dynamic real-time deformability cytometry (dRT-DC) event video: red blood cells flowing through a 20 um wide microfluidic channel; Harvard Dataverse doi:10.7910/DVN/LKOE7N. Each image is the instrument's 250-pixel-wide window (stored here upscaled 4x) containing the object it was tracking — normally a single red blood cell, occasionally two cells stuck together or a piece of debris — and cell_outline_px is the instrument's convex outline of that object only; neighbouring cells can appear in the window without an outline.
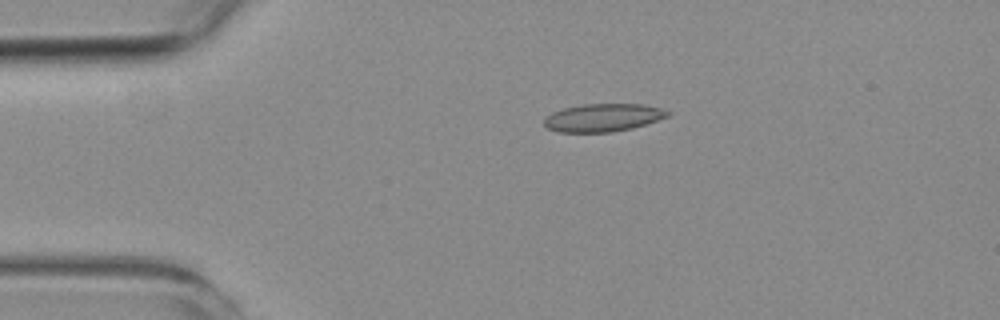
{"species": "common noctule bat (a hibernating species)", "species_latin": "Nyctalus noctula", "temperature_condition": "room temperature", "stored_images_in_passage": 5, "camera_frame_rate_fps": 3000, "um_per_image_px": 0.085, "animal": {"sex": "female", "body_mass_g": 19.3, "forearm_length_mm": 54.1}, "frame": {"image": 1, "passage_image": 3, "time_ms": 3.333, "image_size_px": [1000, 320], "cell_outline_px": [[672, 112], [668, 116], [632, 128], [612, 132], [560, 132], [548, 128], [544, 124], [544, 116], [552, 112], [564, 108], [580, 104], [644, 104], [664, 108]], "centroid_in_image_um": [51.26, 9.98], "position_along_channel_um": 33.7, "area_um2": 20.17}}
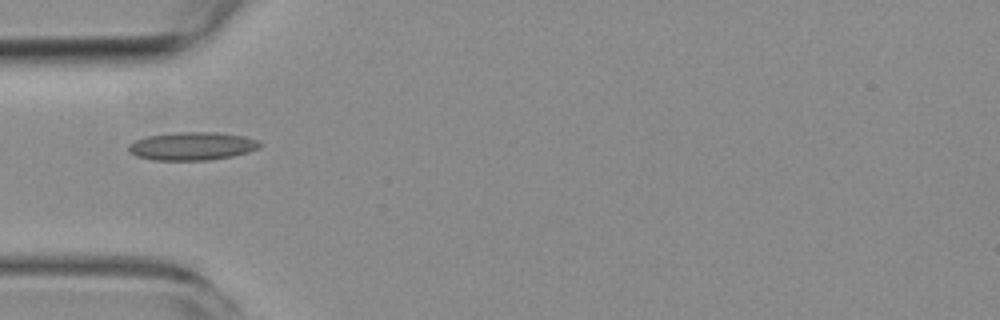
{"frame": {"image": 2, "passage_image": 5, "time_ms": 5.333, "image_size_px": [1000, 320], "cell_outline_px": [[264, 144], [260, 148], [248, 152], [232, 156], [208, 160], [152, 160], [136, 156], [128, 152], [128, 144], [144, 136], [176, 132], [216, 132], [244, 136], [256, 140]], "centroid_in_image_um": [16.31, 12.42], "position_along_channel_um": 68.7, "area_um2": 21.73}}